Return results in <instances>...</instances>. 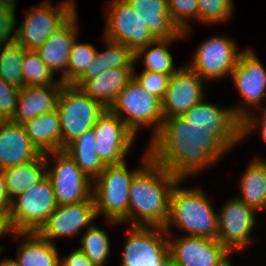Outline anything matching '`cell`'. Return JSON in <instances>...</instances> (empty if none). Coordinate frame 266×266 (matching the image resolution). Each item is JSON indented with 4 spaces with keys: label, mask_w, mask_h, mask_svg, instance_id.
Returning a JSON list of instances; mask_svg holds the SVG:
<instances>
[{
    "label": "cell",
    "mask_w": 266,
    "mask_h": 266,
    "mask_svg": "<svg viewBox=\"0 0 266 266\" xmlns=\"http://www.w3.org/2000/svg\"><path fill=\"white\" fill-rule=\"evenodd\" d=\"M149 142L151 159L180 180L215 165L229 152L214 134L182 116L164 118L160 131Z\"/></svg>",
    "instance_id": "6da1fadb"
},
{
    "label": "cell",
    "mask_w": 266,
    "mask_h": 266,
    "mask_svg": "<svg viewBox=\"0 0 266 266\" xmlns=\"http://www.w3.org/2000/svg\"><path fill=\"white\" fill-rule=\"evenodd\" d=\"M179 180L151 159L130 184V226L164 228L169 217L170 195Z\"/></svg>",
    "instance_id": "7a4b0ae2"
},
{
    "label": "cell",
    "mask_w": 266,
    "mask_h": 266,
    "mask_svg": "<svg viewBox=\"0 0 266 266\" xmlns=\"http://www.w3.org/2000/svg\"><path fill=\"white\" fill-rule=\"evenodd\" d=\"M179 180L170 195L169 217L164 230L171 237V227L184 230L186 236L218 240V213L201 188H183ZM180 187V188H179Z\"/></svg>",
    "instance_id": "3957f363"
},
{
    "label": "cell",
    "mask_w": 266,
    "mask_h": 266,
    "mask_svg": "<svg viewBox=\"0 0 266 266\" xmlns=\"http://www.w3.org/2000/svg\"><path fill=\"white\" fill-rule=\"evenodd\" d=\"M143 155L142 167L129 170L126 161L107 165L93 180L92 196L97 216L102 214L112 224L129 223V190L133 177L151 160L149 148Z\"/></svg>",
    "instance_id": "277c9868"
},
{
    "label": "cell",
    "mask_w": 266,
    "mask_h": 266,
    "mask_svg": "<svg viewBox=\"0 0 266 266\" xmlns=\"http://www.w3.org/2000/svg\"><path fill=\"white\" fill-rule=\"evenodd\" d=\"M56 109L60 118L61 150L93 128L98 119L107 111L101 102L92 99L72 84L62 86Z\"/></svg>",
    "instance_id": "5b68a950"
},
{
    "label": "cell",
    "mask_w": 266,
    "mask_h": 266,
    "mask_svg": "<svg viewBox=\"0 0 266 266\" xmlns=\"http://www.w3.org/2000/svg\"><path fill=\"white\" fill-rule=\"evenodd\" d=\"M109 110L136 136L143 127H152V140L160 131L164 116L161 100L147 92L133 78L118 94Z\"/></svg>",
    "instance_id": "8992f818"
},
{
    "label": "cell",
    "mask_w": 266,
    "mask_h": 266,
    "mask_svg": "<svg viewBox=\"0 0 266 266\" xmlns=\"http://www.w3.org/2000/svg\"><path fill=\"white\" fill-rule=\"evenodd\" d=\"M57 206L51 181L45 176L12 199L9 216L16 232H37Z\"/></svg>",
    "instance_id": "52a82bcc"
},
{
    "label": "cell",
    "mask_w": 266,
    "mask_h": 266,
    "mask_svg": "<svg viewBox=\"0 0 266 266\" xmlns=\"http://www.w3.org/2000/svg\"><path fill=\"white\" fill-rule=\"evenodd\" d=\"M46 176L51 181L57 205L86 201L92 197L93 181L86 176L64 150L47 152ZM54 166L48 167L50 158Z\"/></svg>",
    "instance_id": "ba28073f"
},
{
    "label": "cell",
    "mask_w": 266,
    "mask_h": 266,
    "mask_svg": "<svg viewBox=\"0 0 266 266\" xmlns=\"http://www.w3.org/2000/svg\"><path fill=\"white\" fill-rule=\"evenodd\" d=\"M75 0H65L52 7L48 0L26 11V16L17 28V42L27 50H37L75 12ZM60 4V5H59Z\"/></svg>",
    "instance_id": "9c48e42d"
},
{
    "label": "cell",
    "mask_w": 266,
    "mask_h": 266,
    "mask_svg": "<svg viewBox=\"0 0 266 266\" xmlns=\"http://www.w3.org/2000/svg\"><path fill=\"white\" fill-rule=\"evenodd\" d=\"M109 2L108 10H105L108 12H105L107 16L103 37L125 44L134 53L157 40L126 0Z\"/></svg>",
    "instance_id": "30bf717a"
},
{
    "label": "cell",
    "mask_w": 266,
    "mask_h": 266,
    "mask_svg": "<svg viewBox=\"0 0 266 266\" xmlns=\"http://www.w3.org/2000/svg\"><path fill=\"white\" fill-rule=\"evenodd\" d=\"M230 76L243 100L241 104L232 108L235 114L243 120L252 112V107L260 108L261 102L265 101L266 69L256 53L247 48L239 56L237 65Z\"/></svg>",
    "instance_id": "8fae6325"
},
{
    "label": "cell",
    "mask_w": 266,
    "mask_h": 266,
    "mask_svg": "<svg viewBox=\"0 0 266 266\" xmlns=\"http://www.w3.org/2000/svg\"><path fill=\"white\" fill-rule=\"evenodd\" d=\"M168 233L162 227L130 226L120 266H164Z\"/></svg>",
    "instance_id": "7c38bea8"
},
{
    "label": "cell",
    "mask_w": 266,
    "mask_h": 266,
    "mask_svg": "<svg viewBox=\"0 0 266 266\" xmlns=\"http://www.w3.org/2000/svg\"><path fill=\"white\" fill-rule=\"evenodd\" d=\"M237 50V45L232 38L213 37L198 46L187 66L204 81L230 77L239 56L244 51L238 52Z\"/></svg>",
    "instance_id": "4fadbf2b"
},
{
    "label": "cell",
    "mask_w": 266,
    "mask_h": 266,
    "mask_svg": "<svg viewBox=\"0 0 266 266\" xmlns=\"http://www.w3.org/2000/svg\"><path fill=\"white\" fill-rule=\"evenodd\" d=\"M205 101L204 98L182 117L191 125L214 134L230 151L242 141V120L232 107L222 108Z\"/></svg>",
    "instance_id": "5bb4252c"
},
{
    "label": "cell",
    "mask_w": 266,
    "mask_h": 266,
    "mask_svg": "<svg viewBox=\"0 0 266 266\" xmlns=\"http://www.w3.org/2000/svg\"><path fill=\"white\" fill-rule=\"evenodd\" d=\"M182 236V237H181ZM168 238L169 258L181 266H229L232 251L218 240L181 235Z\"/></svg>",
    "instance_id": "9a60e30c"
},
{
    "label": "cell",
    "mask_w": 266,
    "mask_h": 266,
    "mask_svg": "<svg viewBox=\"0 0 266 266\" xmlns=\"http://www.w3.org/2000/svg\"><path fill=\"white\" fill-rule=\"evenodd\" d=\"M255 212L236 196L228 200L218 212V241L232 252L244 251L256 224Z\"/></svg>",
    "instance_id": "2e32d148"
},
{
    "label": "cell",
    "mask_w": 266,
    "mask_h": 266,
    "mask_svg": "<svg viewBox=\"0 0 266 266\" xmlns=\"http://www.w3.org/2000/svg\"><path fill=\"white\" fill-rule=\"evenodd\" d=\"M96 138V152L106 165L125 161L137 136L109 109L93 126Z\"/></svg>",
    "instance_id": "e0dca14e"
},
{
    "label": "cell",
    "mask_w": 266,
    "mask_h": 266,
    "mask_svg": "<svg viewBox=\"0 0 266 266\" xmlns=\"http://www.w3.org/2000/svg\"><path fill=\"white\" fill-rule=\"evenodd\" d=\"M97 217L93 196L86 201L58 205L37 233L54 243L53 240L57 238L80 235V230L92 226Z\"/></svg>",
    "instance_id": "ac0fdd59"
},
{
    "label": "cell",
    "mask_w": 266,
    "mask_h": 266,
    "mask_svg": "<svg viewBox=\"0 0 266 266\" xmlns=\"http://www.w3.org/2000/svg\"><path fill=\"white\" fill-rule=\"evenodd\" d=\"M204 80L188 66H180L170 76L168 87L161 100L164 118L182 116L194 105L201 102L204 93Z\"/></svg>",
    "instance_id": "d6986e66"
},
{
    "label": "cell",
    "mask_w": 266,
    "mask_h": 266,
    "mask_svg": "<svg viewBox=\"0 0 266 266\" xmlns=\"http://www.w3.org/2000/svg\"><path fill=\"white\" fill-rule=\"evenodd\" d=\"M77 11L38 48L40 59L55 74L62 72L60 77L67 84V65L73 42L78 36ZM62 70V71H61Z\"/></svg>",
    "instance_id": "ffe728a7"
},
{
    "label": "cell",
    "mask_w": 266,
    "mask_h": 266,
    "mask_svg": "<svg viewBox=\"0 0 266 266\" xmlns=\"http://www.w3.org/2000/svg\"><path fill=\"white\" fill-rule=\"evenodd\" d=\"M42 154L21 124L0 121V171L38 159Z\"/></svg>",
    "instance_id": "44dd1931"
},
{
    "label": "cell",
    "mask_w": 266,
    "mask_h": 266,
    "mask_svg": "<svg viewBox=\"0 0 266 266\" xmlns=\"http://www.w3.org/2000/svg\"><path fill=\"white\" fill-rule=\"evenodd\" d=\"M63 85L29 86L20 88L16 113L11 120L21 124L56 109Z\"/></svg>",
    "instance_id": "7402d4cb"
},
{
    "label": "cell",
    "mask_w": 266,
    "mask_h": 266,
    "mask_svg": "<svg viewBox=\"0 0 266 266\" xmlns=\"http://www.w3.org/2000/svg\"><path fill=\"white\" fill-rule=\"evenodd\" d=\"M157 39L183 38L173 22L167 0H126Z\"/></svg>",
    "instance_id": "603a6c76"
},
{
    "label": "cell",
    "mask_w": 266,
    "mask_h": 266,
    "mask_svg": "<svg viewBox=\"0 0 266 266\" xmlns=\"http://www.w3.org/2000/svg\"><path fill=\"white\" fill-rule=\"evenodd\" d=\"M103 38L108 46H106L107 50L101 53L97 50L93 61L90 62L83 74L72 84L74 87L81 88L88 80L112 68H135V53L130 48L125 44Z\"/></svg>",
    "instance_id": "cb8c5ba5"
},
{
    "label": "cell",
    "mask_w": 266,
    "mask_h": 266,
    "mask_svg": "<svg viewBox=\"0 0 266 266\" xmlns=\"http://www.w3.org/2000/svg\"><path fill=\"white\" fill-rule=\"evenodd\" d=\"M134 71V69L112 68L88 80L80 89L109 109L118 94L133 79Z\"/></svg>",
    "instance_id": "d4e9b609"
},
{
    "label": "cell",
    "mask_w": 266,
    "mask_h": 266,
    "mask_svg": "<svg viewBox=\"0 0 266 266\" xmlns=\"http://www.w3.org/2000/svg\"><path fill=\"white\" fill-rule=\"evenodd\" d=\"M13 239H25L17 251L21 266H60L56 244L42 238L37 232H16Z\"/></svg>",
    "instance_id": "484cf974"
},
{
    "label": "cell",
    "mask_w": 266,
    "mask_h": 266,
    "mask_svg": "<svg viewBox=\"0 0 266 266\" xmlns=\"http://www.w3.org/2000/svg\"><path fill=\"white\" fill-rule=\"evenodd\" d=\"M31 142L42 152L61 150V127L57 109L21 123Z\"/></svg>",
    "instance_id": "4316f807"
},
{
    "label": "cell",
    "mask_w": 266,
    "mask_h": 266,
    "mask_svg": "<svg viewBox=\"0 0 266 266\" xmlns=\"http://www.w3.org/2000/svg\"><path fill=\"white\" fill-rule=\"evenodd\" d=\"M238 199L255 211H264L266 202V160L255 157L240 177Z\"/></svg>",
    "instance_id": "83f0119b"
},
{
    "label": "cell",
    "mask_w": 266,
    "mask_h": 266,
    "mask_svg": "<svg viewBox=\"0 0 266 266\" xmlns=\"http://www.w3.org/2000/svg\"><path fill=\"white\" fill-rule=\"evenodd\" d=\"M96 143L95 133L91 128L63 149L92 181L107 166L96 152Z\"/></svg>",
    "instance_id": "f1b7e54d"
},
{
    "label": "cell",
    "mask_w": 266,
    "mask_h": 266,
    "mask_svg": "<svg viewBox=\"0 0 266 266\" xmlns=\"http://www.w3.org/2000/svg\"><path fill=\"white\" fill-rule=\"evenodd\" d=\"M46 167L43 153L38 159L1 170L11 200L40 182L46 176Z\"/></svg>",
    "instance_id": "f546056e"
},
{
    "label": "cell",
    "mask_w": 266,
    "mask_h": 266,
    "mask_svg": "<svg viewBox=\"0 0 266 266\" xmlns=\"http://www.w3.org/2000/svg\"><path fill=\"white\" fill-rule=\"evenodd\" d=\"M179 39L181 40V38L157 39L135 53V62L144 55V70L173 74L178 68L174 66L172 53L168 47Z\"/></svg>",
    "instance_id": "4dcf8cb0"
},
{
    "label": "cell",
    "mask_w": 266,
    "mask_h": 266,
    "mask_svg": "<svg viewBox=\"0 0 266 266\" xmlns=\"http://www.w3.org/2000/svg\"><path fill=\"white\" fill-rule=\"evenodd\" d=\"M2 47L0 52V78L14 87L23 88L22 67L25 48L17 41L5 44Z\"/></svg>",
    "instance_id": "1f68e13d"
},
{
    "label": "cell",
    "mask_w": 266,
    "mask_h": 266,
    "mask_svg": "<svg viewBox=\"0 0 266 266\" xmlns=\"http://www.w3.org/2000/svg\"><path fill=\"white\" fill-rule=\"evenodd\" d=\"M81 246L78 248L95 265L104 266L110 256V240L108 233L95 224L86 229L81 236Z\"/></svg>",
    "instance_id": "d6a6232c"
},
{
    "label": "cell",
    "mask_w": 266,
    "mask_h": 266,
    "mask_svg": "<svg viewBox=\"0 0 266 266\" xmlns=\"http://www.w3.org/2000/svg\"><path fill=\"white\" fill-rule=\"evenodd\" d=\"M22 68L24 87L64 85L61 80H55L54 73L40 59L36 50L25 49Z\"/></svg>",
    "instance_id": "836d02e7"
},
{
    "label": "cell",
    "mask_w": 266,
    "mask_h": 266,
    "mask_svg": "<svg viewBox=\"0 0 266 266\" xmlns=\"http://www.w3.org/2000/svg\"><path fill=\"white\" fill-rule=\"evenodd\" d=\"M77 38L71 47L67 65V84H73L93 61L97 49L89 43H77Z\"/></svg>",
    "instance_id": "e575fe53"
},
{
    "label": "cell",
    "mask_w": 266,
    "mask_h": 266,
    "mask_svg": "<svg viewBox=\"0 0 266 266\" xmlns=\"http://www.w3.org/2000/svg\"><path fill=\"white\" fill-rule=\"evenodd\" d=\"M232 0H199L198 22L202 24H220L233 14Z\"/></svg>",
    "instance_id": "d590c367"
},
{
    "label": "cell",
    "mask_w": 266,
    "mask_h": 266,
    "mask_svg": "<svg viewBox=\"0 0 266 266\" xmlns=\"http://www.w3.org/2000/svg\"><path fill=\"white\" fill-rule=\"evenodd\" d=\"M167 4L173 22L182 31V37H187L191 33L189 19L198 20L199 0H167Z\"/></svg>",
    "instance_id": "8d00e7d4"
},
{
    "label": "cell",
    "mask_w": 266,
    "mask_h": 266,
    "mask_svg": "<svg viewBox=\"0 0 266 266\" xmlns=\"http://www.w3.org/2000/svg\"><path fill=\"white\" fill-rule=\"evenodd\" d=\"M16 0H0V46L17 40ZM15 30V31H14ZM13 33V34H12ZM0 47V48H1Z\"/></svg>",
    "instance_id": "74e56055"
},
{
    "label": "cell",
    "mask_w": 266,
    "mask_h": 266,
    "mask_svg": "<svg viewBox=\"0 0 266 266\" xmlns=\"http://www.w3.org/2000/svg\"><path fill=\"white\" fill-rule=\"evenodd\" d=\"M171 75L148 70H143L140 75L133 72V78L138 84L160 100L164 97Z\"/></svg>",
    "instance_id": "f35d334b"
},
{
    "label": "cell",
    "mask_w": 266,
    "mask_h": 266,
    "mask_svg": "<svg viewBox=\"0 0 266 266\" xmlns=\"http://www.w3.org/2000/svg\"><path fill=\"white\" fill-rule=\"evenodd\" d=\"M20 89L0 78V121L12 120L17 108Z\"/></svg>",
    "instance_id": "ab89813d"
},
{
    "label": "cell",
    "mask_w": 266,
    "mask_h": 266,
    "mask_svg": "<svg viewBox=\"0 0 266 266\" xmlns=\"http://www.w3.org/2000/svg\"><path fill=\"white\" fill-rule=\"evenodd\" d=\"M253 112L254 110L242 120V140L246 138L247 135L251 134V132L258 130V128H256L257 126L260 129L259 125H261L260 135L262 140L266 143V119L263 116L257 118L258 115H255Z\"/></svg>",
    "instance_id": "60d3db41"
},
{
    "label": "cell",
    "mask_w": 266,
    "mask_h": 266,
    "mask_svg": "<svg viewBox=\"0 0 266 266\" xmlns=\"http://www.w3.org/2000/svg\"><path fill=\"white\" fill-rule=\"evenodd\" d=\"M60 266H95L79 249H75L65 258H60Z\"/></svg>",
    "instance_id": "b9f144b4"
},
{
    "label": "cell",
    "mask_w": 266,
    "mask_h": 266,
    "mask_svg": "<svg viewBox=\"0 0 266 266\" xmlns=\"http://www.w3.org/2000/svg\"><path fill=\"white\" fill-rule=\"evenodd\" d=\"M12 200L8 195L4 177L0 171V212L8 213L11 209Z\"/></svg>",
    "instance_id": "7bdbcfd3"
},
{
    "label": "cell",
    "mask_w": 266,
    "mask_h": 266,
    "mask_svg": "<svg viewBox=\"0 0 266 266\" xmlns=\"http://www.w3.org/2000/svg\"><path fill=\"white\" fill-rule=\"evenodd\" d=\"M7 232L8 234H12V236L16 234L9 214L5 212H0V237H3L4 234H6ZM4 250V247L0 246V255Z\"/></svg>",
    "instance_id": "ee69618b"
},
{
    "label": "cell",
    "mask_w": 266,
    "mask_h": 266,
    "mask_svg": "<svg viewBox=\"0 0 266 266\" xmlns=\"http://www.w3.org/2000/svg\"><path fill=\"white\" fill-rule=\"evenodd\" d=\"M0 266H21L16 258H4L0 260Z\"/></svg>",
    "instance_id": "f6af8a7d"
},
{
    "label": "cell",
    "mask_w": 266,
    "mask_h": 266,
    "mask_svg": "<svg viewBox=\"0 0 266 266\" xmlns=\"http://www.w3.org/2000/svg\"><path fill=\"white\" fill-rule=\"evenodd\" d=\"M164 266H181V265L174 262L171 258H168Z\"/></svg>",
    "instance_id": "bcb514c9"
},
{
    "label": "cell",
    "mask_w": 266,
    "mask_h": 266,
    "mask_svg": "<svg viewBox=\"0 0 266 266\" xmlns=\"http://www.w3.org/2000/svg\"><path fill=\"white\" fill-rule=\"evenodd\" d=\"M261 116H263L266 119V107L263 109V113Z\"/></svg>",
    "instance_id": "7dc6e473"
}]
</instances>
